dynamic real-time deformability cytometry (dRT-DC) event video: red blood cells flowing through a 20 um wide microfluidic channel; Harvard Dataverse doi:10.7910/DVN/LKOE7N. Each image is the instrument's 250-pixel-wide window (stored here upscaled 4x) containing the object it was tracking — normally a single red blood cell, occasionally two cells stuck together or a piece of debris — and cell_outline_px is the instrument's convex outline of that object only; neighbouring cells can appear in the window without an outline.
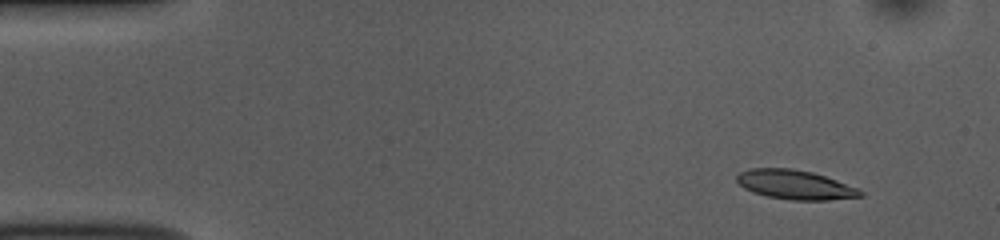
{"species": "common noctule bat (a hibernating species)", "species_latin": "Nyctalus noctula", "temperature_condition": "room temperature", "stored_images_in_passage": 52, "camera_frame_rate_fps": 3000, "um_per_image_px": 0.085, "animal": {"sex": "female", "body_mass_g": 10.0, "forearm_length_mm": 53.1}, "frame": {"image": 1, "passage_image": 5, "time_ms": 1.333, "image_size_px": [1000, 240], "cell_outline_px": [[864, 196], [828, 200], [792, 200], [768, 196], [752, 192], [744, 188], [736, 180], [736, 176], [740, 172], [752, 168], [792, 168], [812, 172], [860, 188], [864, 192]], "centroid_in_image_um": [67.61, 15.7], "position_along_channel_um": 17.4, "area_um2": 21.1}}
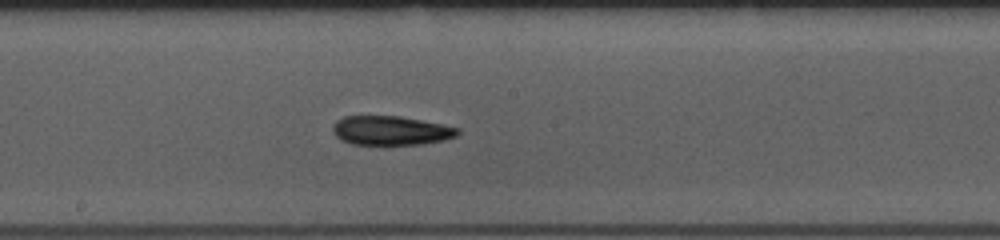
{"frame": {"image": 2, "passage_image": 28, "time_ms": 9.0, "image_size_px": [1000, 240], "cell_outline_px": [[460, 132], [456, 136], [444, 140], [420, 144], [352, 144], [340, 140], [332, 132], [332, 124], [336, 120], [344, 116], [400, 116], [460, 128]], "centroid_in_image_um": [33.18, 11.09], "position_along_channel_um": 215.0, "area_um2": 21.21}}
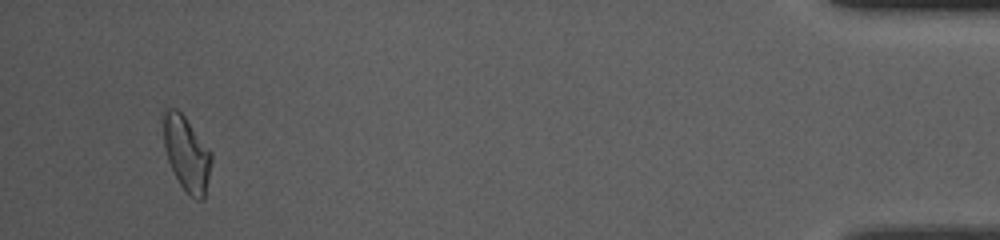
{"frame": {"image": 3, "passage_image": 50, "time_ms": 16.333, "image_size_px": [1000, 240], "cell_outline_px": [[212, 160], [204, 200], [196, 200], [188, 196], [180, 184], [168, 160], [164, 144], [160, 116], [160, 112], [164, 108], [176, 108], [184, 116], [212, 152]], "centroid_in_image_um": [15.83, 13.02], "position_along_channel_um": 419.4, "area_um2": 21.33}, "authors_computed_cell_mechanics": {"area_um2": 21.2415, "velocity_mm_per_s": 3.7945, "shape_relaxation_time_tau1_ms": 3.6217, "shape_relaxation_time_tau2_ms": null, "deformation_change_tau1": 0.1329, "deformation_change_tau2": null}}